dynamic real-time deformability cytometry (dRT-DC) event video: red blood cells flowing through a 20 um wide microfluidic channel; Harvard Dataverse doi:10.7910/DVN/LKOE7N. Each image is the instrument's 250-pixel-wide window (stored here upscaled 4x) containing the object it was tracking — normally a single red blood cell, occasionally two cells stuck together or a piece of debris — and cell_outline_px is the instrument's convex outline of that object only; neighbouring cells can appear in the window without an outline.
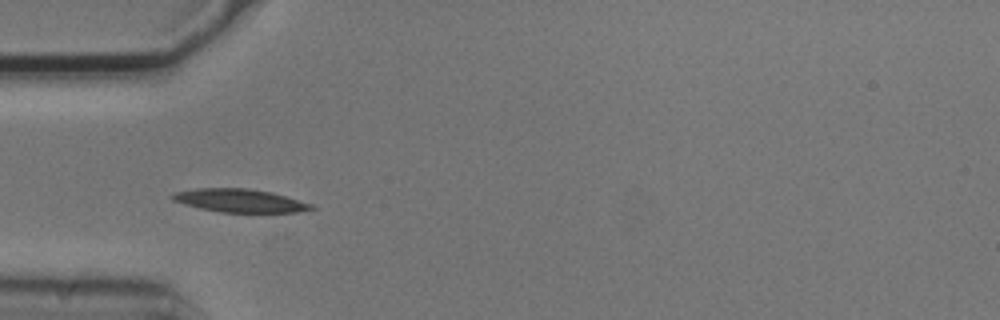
{"species": "common noctule bat (a hibernating species)", "species_latin": "Nyctalus noctula", "temperature_condition": "cold", "stored_images_in_passage": 7, "camera_frame_rate_fps": 3000, "um_per_image_px": 0.085, "animal": {"sex": "male", "body_mass_g": 20.5, "forearm_length_mm": 52.5}, "frame": {"image": 1, "passage_image": 5, "time_ms": 1.333, "image_size_px": [1000, 320], "cell_outline_px": [[316, 208], [296, 212], [220, 212], [200, 208], [184, 204], [172, 200], [168, 196], [176, 192], [196, 188], [244, 188], [272, 192], [312, 204]], "centroid_in_image_um": [20.35, 17.05], "position_along_channel_um": 64.7, "area_um2": 18.67}}
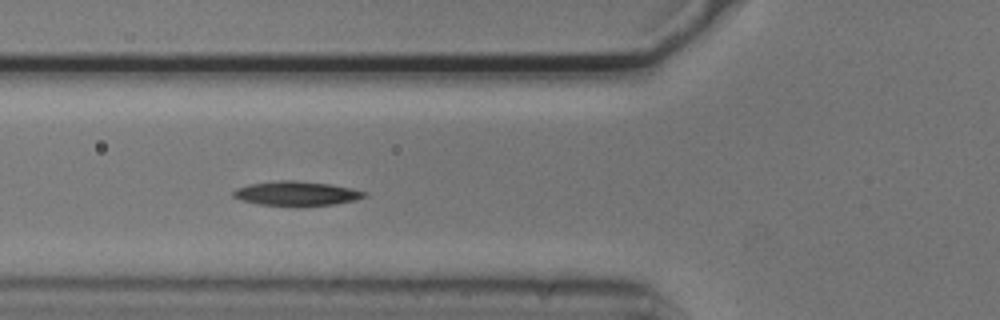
{"frame": {"image": 2, "passage_image": 6, "time_ms": 1.667, "image_size_px": [1000, 320], "cell_outline_px": [[368, 196], [336, 204], [260, 204], [240, 200], [232, 196], [232, 192], [236, 188], [248, 184], [280, 180], [296, 180], [332, 184], [352, 188], [368, 192]], "centroid_in_image_um": [25.2, 16.4], "position_along_channel_um": 100.6, "area_um2": 18.21}}
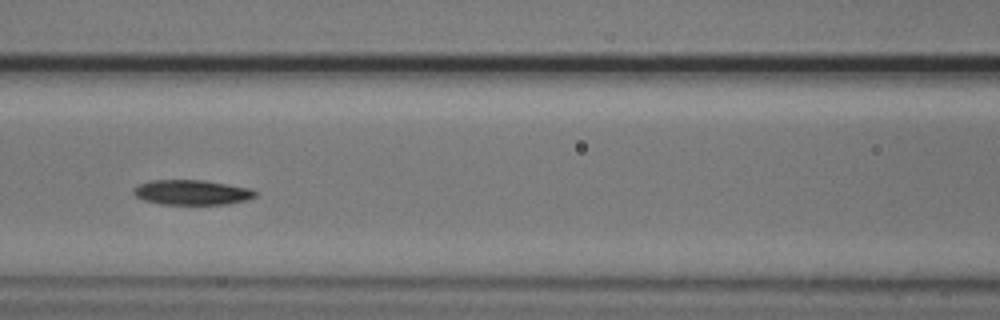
{"frame": {"image": 3, "passage_image": 7, "time_ms": 2.0, "image_size_px": [1000, 320], "cell_outline_px": [[260, 192], [256, 196], [248, 200], [228, 204], [160, 204], [144, 200], [136, 196], [132, 192], [132, 188], [140, 184], [152, 180], [204, 180], [252, 188]], "centroid_in_image_um": [16.36, 16.35], "position_along_channel_um": 150.2, "area_um2": 17.92}}